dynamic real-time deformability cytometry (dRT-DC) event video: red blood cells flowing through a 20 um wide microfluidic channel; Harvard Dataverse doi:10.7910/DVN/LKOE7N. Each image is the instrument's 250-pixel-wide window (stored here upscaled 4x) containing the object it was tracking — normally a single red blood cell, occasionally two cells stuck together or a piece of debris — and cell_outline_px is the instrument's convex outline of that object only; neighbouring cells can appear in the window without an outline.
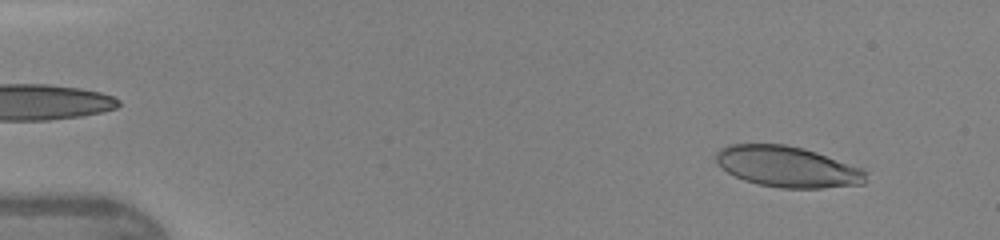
{"species": "human", "species_latin": "Homo sapiens", "temperature_condition": "warm", "stored_images_in_passage": 46, "camera_frame_rate_fps": 3000, "um_per_image_px": 0.085, "donor": {"sex": "female"}, "frame": {"image": 1, "passage_image": 4, "time_ms": 1.0, "image_size_px": [1000, 240], "cell_outline_px": [[864, 184], [820, 188], [780, 188], [760, 184], [744, 180], [728, 172], [716, 160], [716, 152], [720, 148], [728, 144], [784, 144], [804, 148], [864, 168]], "centroid_in_image_um": [66.94, 14.16], "position_along_channel_um": 18.1, "area_um2": 35.49}}
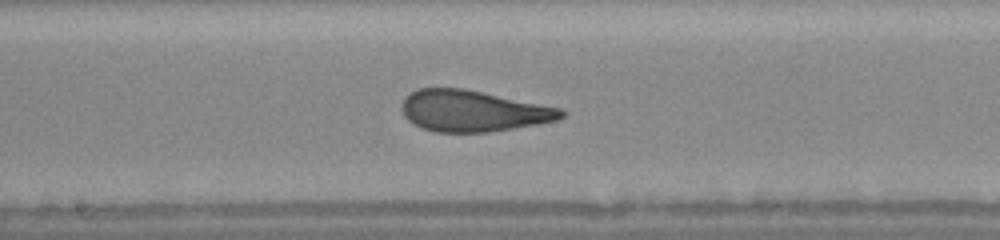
{"frame": {"image": 2, "passage_image": 25, "time_ms": 8.0, "image_size_px": [1000, 240], "cell_outline_px": [[564, 116], [556, 120], [536, 124], [488, 132], [436, 132], [424, 128], [408, 120], [404, 116], [400, 108], [404, 96], [420, 88], [464, 88], [560, 108], [564, 112]], "centroid_in_image_um": [40.15, 9.42], "position_along_channel_um": 208.0, "area_um2": 37.97}}
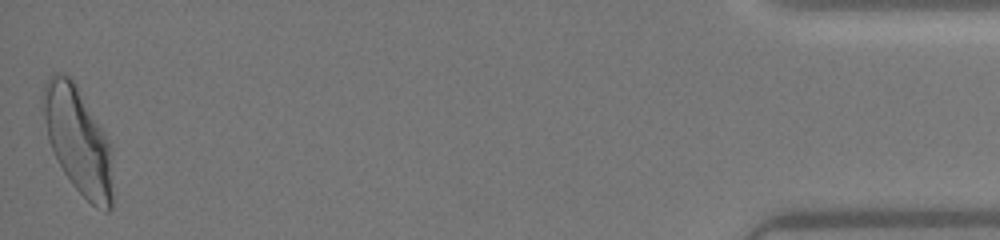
{"frame": {"image": 3, "passage_image": 46, "time_ms": 15.0, "image_size_px": [1000, 240], "cell_outline_px": [[112, 208], [108, 212], [104, 212], [96, 208], [72, 184], [64, 172], [52, 152], [48, 140], [40, 108], [40, 96], [44, 84], [48, 76], [52, 72], [60, 72], [68, 76], [76, 84], [104, 132], [112, 148]], "centroid_in_image_um": [6.59, 11.9], "position_along_channel_um": 428.6, "area_um2": 43.99}, "authors_computed_cell_mechanics": {"area_um2": 38.1769, "velocity_mm_per_s": 4.3196, "shape_relaxation_time_tau1_ms": 5.2443, "shape_relaxation_time_tau2_ms": 0.8107, "deformation_change_tau1": 0.216, "deformation_change_tau2": 0.0989}}